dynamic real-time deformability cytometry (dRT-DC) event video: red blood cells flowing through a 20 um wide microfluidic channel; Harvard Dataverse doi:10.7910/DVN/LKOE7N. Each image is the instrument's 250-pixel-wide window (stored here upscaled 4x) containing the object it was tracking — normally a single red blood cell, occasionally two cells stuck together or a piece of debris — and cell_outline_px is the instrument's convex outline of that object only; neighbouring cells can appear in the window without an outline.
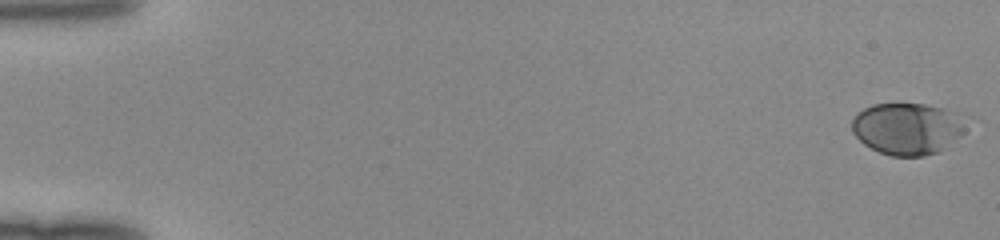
{"species": "human", "species_latin": "Homo sapiens", "temperature_condition": "room temperature", "stored_images_in_passage": 50, "camera_frame_rate_fps": 3000, "um_per_image_px": 0.085, "donor": {"sex": "female"}, "frame": {"image": 1, "passage_image": 1, "time_ms": 0.0, "image_size_px": [1000, 240], "cell_outline_px": [[964, 132], [960, 136], [940, 152], [924, 156], [892, 156], [880, 152], [864, 144], [852, 132], [852, 120], [856, 112], [872, 104], [924, 104], [944, 108], [960, 112], [964, 128]], "centroid_in_image_um": [77.12, 10.93], "position_along_channel_um": 7.9, "area_um2": 34.56}}
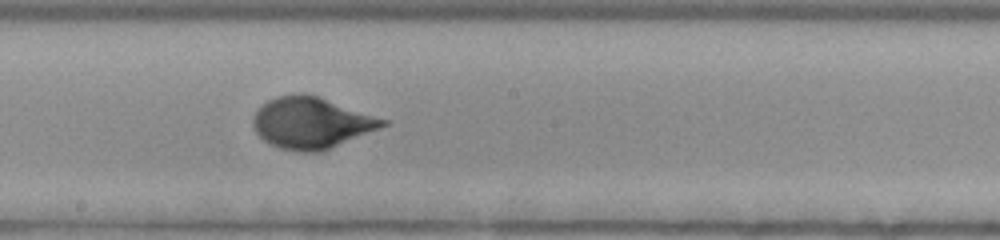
{"frame": {"image": 2, "passage_image": 29, "time_ms": 9.333, "image_size_px": [1000, 240], "cell_outline_px": [[392, 120], [388, 124], [380, 128], [320, 152], [304, 152], [280, 148], [268, 144], [256, 132], [252, 124], [252, 116], [256, 108], [260, 104], [276, 96], [300, 92], [304, 92], [320, 96]], "centroid_in_image_um": [26.47, 10.4], "position_along_channel_um": 221.7, "area_um2": 39.54}}
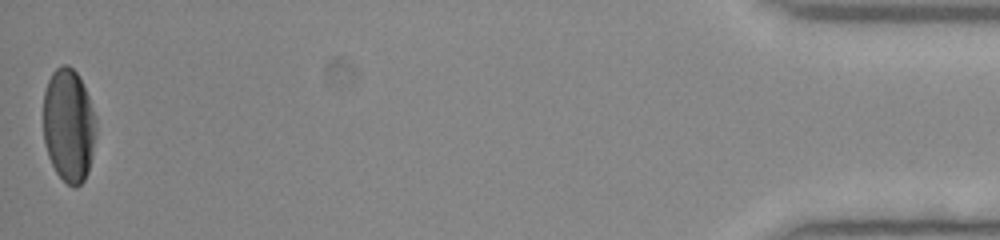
{"frame": {"image": 3, "passage_image": 50, "time_ms": 16.333, "image_size_px": [1000, 240], "cell_outline_px": [[96, 136], [92, 156], [88, 172], [84, 180], [76, 188], [72, 188], [56, 172], [48, 156], [44, 144], [44, 92], [48, 80], [52, 72], [60, 64], [68, 64], [76, 72], [88, 96], [96, 116]], "centroid_in_image_um": [5.84, 10.66], "position_along_channel_um": 429.4, "area_um2": 35.08}}